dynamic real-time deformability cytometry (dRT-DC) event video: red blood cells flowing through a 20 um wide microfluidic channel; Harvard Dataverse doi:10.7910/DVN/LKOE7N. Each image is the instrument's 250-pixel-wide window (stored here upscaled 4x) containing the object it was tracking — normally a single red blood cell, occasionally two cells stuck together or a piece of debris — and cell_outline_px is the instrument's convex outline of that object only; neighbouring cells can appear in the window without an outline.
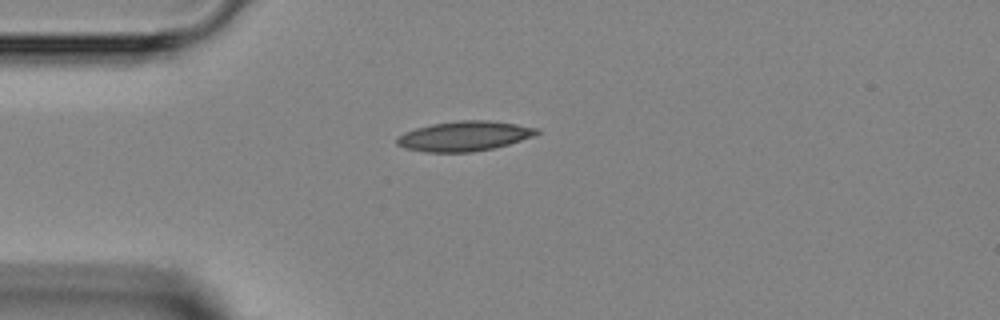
{"species": "Egyptian fruit bat (a non-hibernating species)", "species_latin": "Rousettus aegyptiacus", "temperature_condition": "room temperature", "stored_images_in_passage": 1, "camera_frame_rate_fps": 3000, "um_per_image_px": 0.085, "animal": {"sex": "female"}, "frame": {"image": 1, "passage_image": 1, "time_ms": 0.0, "image_size_px": [1000, 320], "cell_outline_px": [[540, 132], [532, 136], [508, 144], [492, 148], [472, 152], [424, 152], [404, 148], [396, 144], [396, 140], [404, 132], [416, 128], [432, 124], [460, 120], [488, 120], [516, 124], [540, 128]], "centroid_in_image_um": [39.45, 11.57], "position_along_channel_um": 45.5, "area_um2": 24.22}}